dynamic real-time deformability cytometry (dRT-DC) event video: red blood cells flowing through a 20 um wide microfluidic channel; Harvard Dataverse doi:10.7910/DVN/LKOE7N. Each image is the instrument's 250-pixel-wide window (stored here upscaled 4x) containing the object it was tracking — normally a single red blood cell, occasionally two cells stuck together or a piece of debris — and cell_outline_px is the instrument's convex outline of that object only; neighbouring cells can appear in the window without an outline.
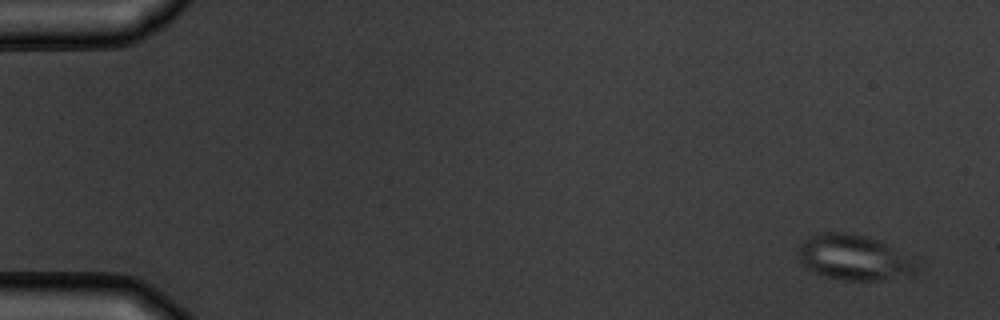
{"species": "common noctule bat (a hibernating species)", "species_latin": "Nyctalus noctula", "temperature_condition": "warm", "stored_images_in_passage": 5, "camera_frame_rate_fps": 3000, "um_per_image_px": 0.085, "animal": {"sex": "male", "body_mass_g": 19.5, "forearm_length_mm": 54.6}, "frame": {"image": 1, "passage_image": 1, "time_ms": 0.0, "image_size_px": [1000, 320], "cell_outline_px": [[920, 264], [916, 272], [880, 280], [840, 280], [824, 276], [808, 268], [800, 260], [800, 244], [808, 236], [820, 232], [844, 232], [864, 236], [880, 240], [916, 260]], "centroid_in_image_um": [72.6, 21.87], "position_along_channel_um": 12.4, "area_um2": 30.98}}